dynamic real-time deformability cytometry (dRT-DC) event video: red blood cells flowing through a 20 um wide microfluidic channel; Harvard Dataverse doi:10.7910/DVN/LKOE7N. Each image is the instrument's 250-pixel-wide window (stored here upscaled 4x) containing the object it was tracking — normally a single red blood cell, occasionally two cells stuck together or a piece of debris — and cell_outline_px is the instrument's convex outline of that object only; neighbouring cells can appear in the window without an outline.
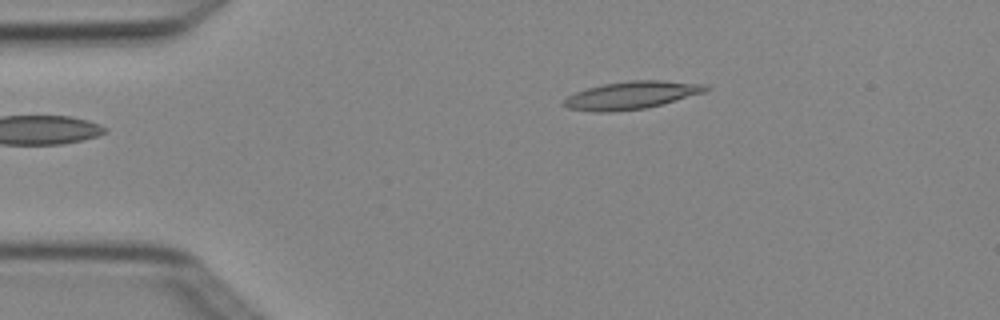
{"species": "Egyptian fruit bat (a non-hibernating species)", "species_latin": "Rousettus aegyptiacus", "temperature_condition": "cold", "stored_images_in_passage": 6, "camera_frame_rate_fps": 3000, "um_per_image_px": 0.085, "animal": {"sex": "female"}, "frame": {"image": 1, "passage_image": 6, "time_ms": 1.667, "image_size_px": [1000, 320], "cell_outline_px": [[712, 88], [704, 92], [660, 104], [644, 108], [612, 112], [596, 112], [568, 108], [560, 104], [568, 96], [576, 92], [588, 88], [604, 84], [628, 80], [660, 80], [708, 84]], "centroid_in_image_um": [53.67, 8.08], "position_along_channel_um": 31.3, "area_um2": 22.77}}